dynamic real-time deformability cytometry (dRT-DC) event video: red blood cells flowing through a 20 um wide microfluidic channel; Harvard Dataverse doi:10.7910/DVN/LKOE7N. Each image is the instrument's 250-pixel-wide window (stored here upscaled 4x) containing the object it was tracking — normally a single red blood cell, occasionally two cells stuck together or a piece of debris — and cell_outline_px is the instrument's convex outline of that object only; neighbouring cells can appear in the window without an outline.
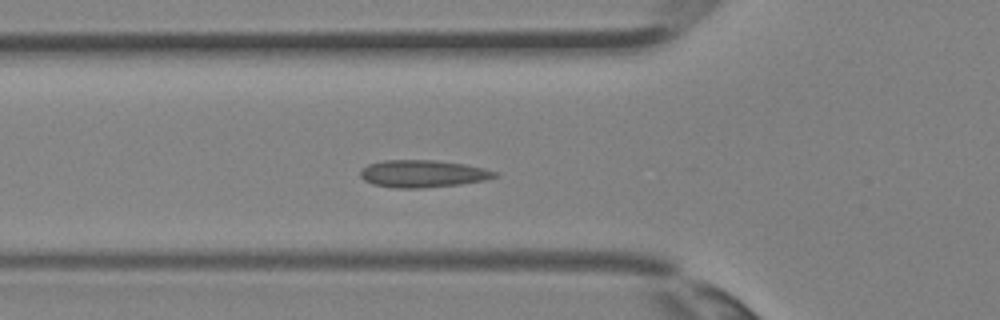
{"species": "Egyptian fruit bat (a non-hibernating species)", "species_latin": "Rousettus aegyptiacus", "temperature_condition": "room temperature", "stored_images_in_passage": 37, "segment_of_instrument_passage": [1, 2], "camera_frame_rate_fps": 3000, "um_per_image_px": 0.085, "animal": {"sex": "female"}, "frame": {"image": 1, "passage_image": 13, "time_ms": 4.0, "image_size_px": [1000, 320], "cell_outline_px": [[496, 176], [484, 180], [460, 184], [424, 188], [396, 188], [372, 184], [364, 180], [360, 176], [360, 172], [368, 164], [384, 160], [436, 160], [464, 164], [484, 168], [496, 172]], "centroid_in_image_um": [35.91, 14.76], "position_along_channel_um": 89.9, "area_um2": 21.27}}
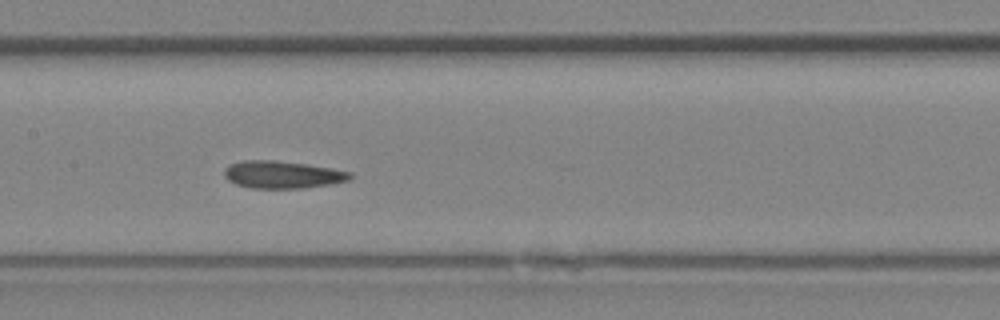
{"frame": {"image": 2, "passage_image": 18, "time_ms": 5.667, "image_size_px": [1000, 320], "cell_outline_px": [[352, 176], [348, 180], [332, 184], [304, 188], [252, 188], [236, 184], [228, 180], [224, 176], [224, 168], [228, 164], [244, 160], [276, 160], [308, 164], [332, 168], [352, 172]], "centroid_in_image_um": [24.0, 14.83], "position_along_channel_um": 183.4, "area_um2": 20.29}}
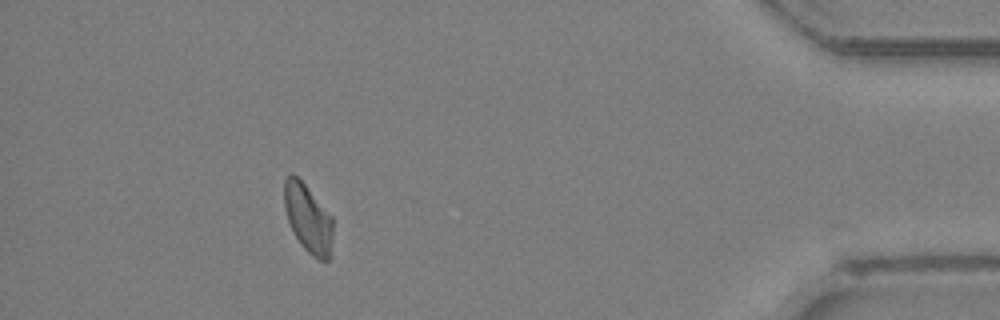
{"frame": {"image": 3, "passage_image": 33, "time_ms": 10.667, "image_size_px": [1000, 320], "cell_outline_px": [[332, 240], [328, 260], [320, 260], [312, 256], [300, 244], [288, 220], [284, 208], [284, 180], [292, 172], [304, 184], [332, 216]], "centroid_in_image_um": [26.17, 18.56], "position_along_channel_um": 409.0, "area_um2": 19.07}}